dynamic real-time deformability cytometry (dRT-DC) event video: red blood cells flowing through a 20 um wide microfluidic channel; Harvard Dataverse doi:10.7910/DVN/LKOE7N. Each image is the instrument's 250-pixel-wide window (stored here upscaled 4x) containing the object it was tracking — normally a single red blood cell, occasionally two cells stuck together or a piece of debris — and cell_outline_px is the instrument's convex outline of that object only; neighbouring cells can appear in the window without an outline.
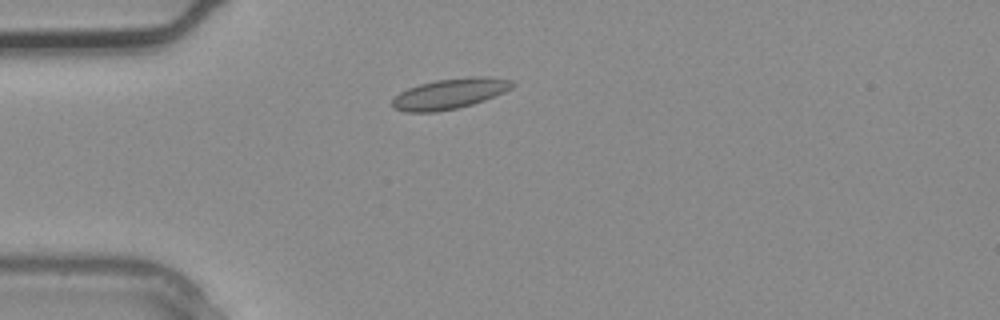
{"species": "common noctule bat (a hibernating species)", "species_latin": "Nyctalus noctula", "temperature_condition": "warm", "stored_images_in_passage": 1, "camera_frame_rate_fps": 3000, "um_per_image_px": 0.085, "animal": {"sex": "male", "body_mass_g": 20.4}, "frame": {"image": 1, "passage_image": 1, "time_ms": 0.0, "image_size_px": [1000, 320], "cell_outline_px": [[516, 84], [512, 88], [504, 92], [484, 100], [472, 104], [456, 108], [436, 112], [404, 112], [392, 108], [392, 100], [400, 92], [408, 88], [420, 84], [436, 80], [472, 76], [488, 76], [516, 80]], "centroid_in_image_um": [38.26, 7.95], "position_along_channel_um": 46.7, "area_um2": 21.44}}